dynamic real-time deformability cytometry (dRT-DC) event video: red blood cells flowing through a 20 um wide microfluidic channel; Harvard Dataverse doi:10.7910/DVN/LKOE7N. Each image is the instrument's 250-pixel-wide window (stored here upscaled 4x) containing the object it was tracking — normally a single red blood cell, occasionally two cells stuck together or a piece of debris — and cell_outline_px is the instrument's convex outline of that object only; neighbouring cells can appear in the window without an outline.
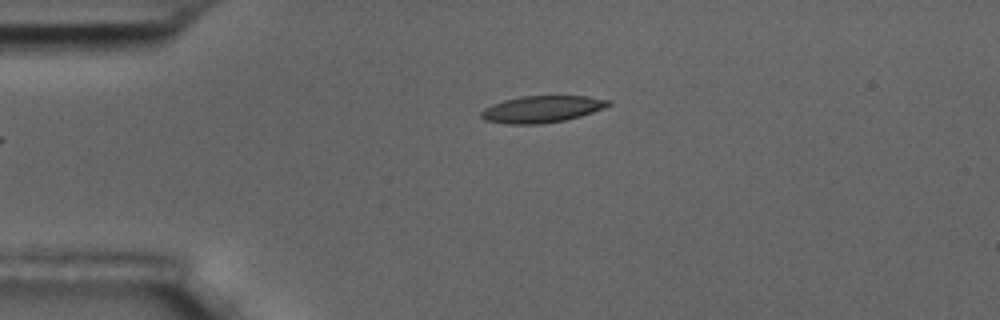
{"species": "common noctule bat (a hibernating species)", "species_latin": "Nyctalus noctula", "temperature_condition": "room temperature", "stored_images_in_passage": 5, "camera_frame_rate_fps": 3000, "um_per_image_px": 0.085, "animal": {"sex": "male", "body_mass_g": 17.5, "forearm_length_mm": 52.3}, "frame": {"image": 1, "passage_image": 5, "time_ms": 4.333, "image_size_px": [1000, 320], "cell_outline_px": [[612, 104], [604, 108], [580, 116], [564, 120], [540, 124], [504, 124], [484, 120], [480, 116], [480, 112], [484, 108], [492, 104], [504, 100], [520, 96], [588, 96], [612, 100]], "centroid_in_image_um": [46.05, 9.27], "position_along_channel_um": 39.0, "area_um2": 20.0}}